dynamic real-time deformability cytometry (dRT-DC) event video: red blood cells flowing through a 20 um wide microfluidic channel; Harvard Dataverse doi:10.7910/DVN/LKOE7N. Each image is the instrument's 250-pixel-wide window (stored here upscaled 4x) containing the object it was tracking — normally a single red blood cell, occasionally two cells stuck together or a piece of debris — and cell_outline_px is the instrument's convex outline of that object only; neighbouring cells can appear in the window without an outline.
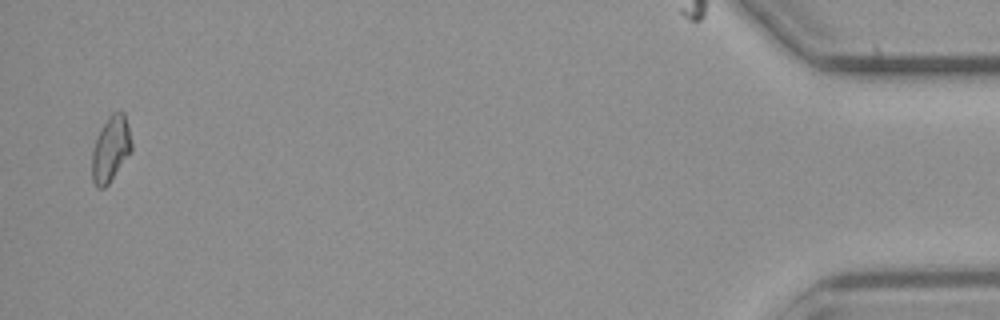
{"species": "common noctule bat (a hibernating species)", "species_latin": "Nyctalus noctula", "temperature_condition": "cold", "stored_images_in_passage": 55, "camera_frame_rate_fps": 3000, "um_per_image_px": 0.085, "animal": {"sex": "male", "body_mass_g": 23.1, "forearm_length_mm": 52.7}, "frame": {"image": 1, "passage_image": 54, "time_ms": 17.667, "image_size_px": [1000, 320], "cell_outline_px": [[132, 148], [108, 184], [104, 188], [96, 188], [92, 180], [92, 152], [96, 140], [108, 116], [112, 112], [124, 112], [128, 124], [132, 144]], "centroid_in_image_um": [9.4, 12.66], "position_along_channel_um": 425.8, "area_um2": 14.74}}